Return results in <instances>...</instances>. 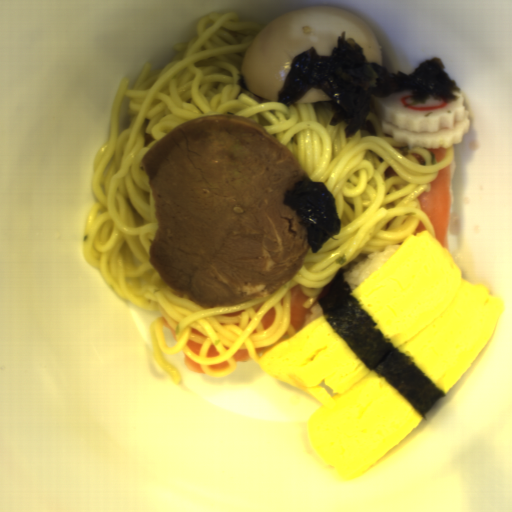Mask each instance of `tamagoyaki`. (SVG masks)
Returning a JSON list of instances; mask_svg holds the SVG:
<instances>
[{"instance_id": "tamagoyaki-2", "label": "tamagoyaki", "mask_w": 512, "mask_h": 512, "mask_svg": "<svg viewBox=\"0 0 512 512\" xmlns=\"http://www.w3.org/2000/svg\"><path fill=\"white\" fill-rule=\"evenodd\" d=\"M268 376L322 405L306 418L315 454L343 479H359L422 420L385 376L370 370L325 316L258 358Z\"/></svg>"}, {"instance_id": "tamagoyaki-1", "label": "tamagoyaki", "mask_w": 512, "mask_h": 512, "mask_svg": "<svg viewBox=\"0 0 512 512\" xmlns=\"http://www.w3.org/2000/svg\"><path fill=\"white\" fill-rule=\"evenodd\" d=\"M385 342L413 358L445 394L491 339L503 297L471 284L450 250L428 230L410 234L350 293Z\"/></svg>"}]
</instances>
